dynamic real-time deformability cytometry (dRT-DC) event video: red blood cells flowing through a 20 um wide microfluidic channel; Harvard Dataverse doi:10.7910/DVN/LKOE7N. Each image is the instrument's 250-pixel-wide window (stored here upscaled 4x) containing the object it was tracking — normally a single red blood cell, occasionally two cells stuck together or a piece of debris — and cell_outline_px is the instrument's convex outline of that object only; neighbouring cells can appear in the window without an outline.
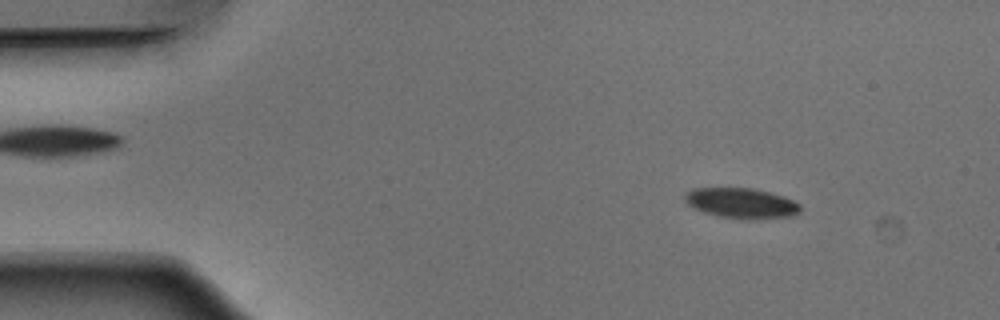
{"species": "Egyptian fruit bat (a non-hibernating species)", "species_latin": "Rousettus aegyptiacus", "temperature_condition": "warm", "stored_images_in_passage": 51, "camera_frame_rate_fps": 3000, "um_per_image_px": 0.085, "animal": {"sex": "male"}, "frame": {"image": 1, "passage_image": 6, "time_ms": 1.667, "image_size_px": [1000, 320], "cell_outline_px": [[800, 212], [792, 216], [752, 220], [740, 220], [720, 216], [704, 212], [688, 204], [684, 200], [684, 196], [692, 188], [752, 188], [784, 196], [800, 204]], "centroid_in_image_um": [63.04, 17.28], "position_along_channel_um": 22.0, "area_um2": 20.46}}
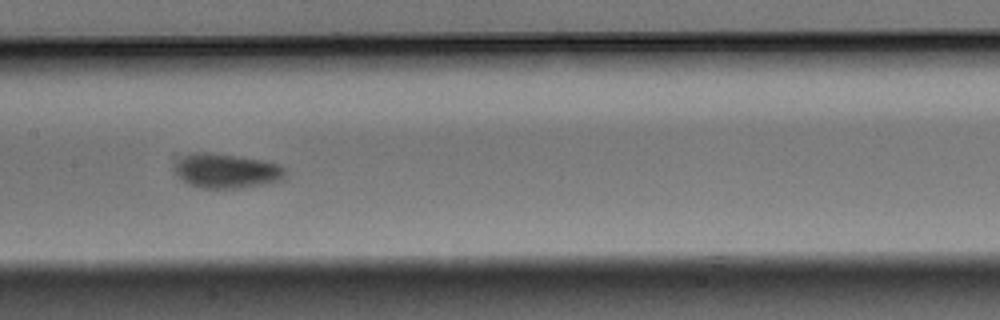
{"frame": {"image": 2, "passage_image": 25, "time_ms": 8.0, "image_size_px": [1000, 320], "cell_outline_px": [[288, 172], [280, 180], [264, 184], [240, 188], [200, 188], [188, 184], [176, 176], [172, 168], [184, 156], [196, 152], [208, 152], [264, 160], [280, 164]], "centroid_in_image_um": [19.24, 14.53], "position_along_channel_um": 188.2, "area_um2": 22.37}}
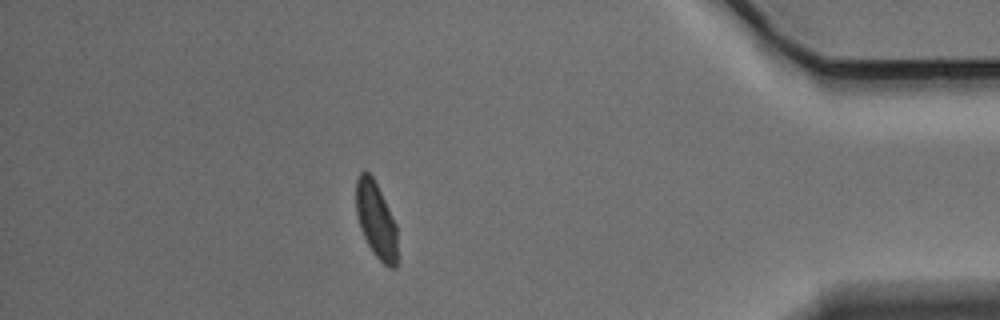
{"frame": {"image": 3, "passage_image": 45, "time_ms": 14.667, "image_size_px": [1000, 320], "cell_outline_px": [[396, 268], [388, 268], [372, 252], [360, 228], [356, 212], [356, 180], [360, 172], [364, 168], [372, 176], [396, 224]], "centroid_in_image_um": [31.94, 18.69], "position_along_channel_um": 403.3, "area_um2": 18.09}, "authors_computed_cell_mechanics": {"area_um2": 20.6924, "velocity_mm_per_s": 3.8647, "shape_relaxation_time_tau1_ms": 2.9935, "shape_relaxation_time_tau2_ms": 2.981, "deformation_change_tau1": 0.1044, "deformation_change_tau2": 0.0689}}